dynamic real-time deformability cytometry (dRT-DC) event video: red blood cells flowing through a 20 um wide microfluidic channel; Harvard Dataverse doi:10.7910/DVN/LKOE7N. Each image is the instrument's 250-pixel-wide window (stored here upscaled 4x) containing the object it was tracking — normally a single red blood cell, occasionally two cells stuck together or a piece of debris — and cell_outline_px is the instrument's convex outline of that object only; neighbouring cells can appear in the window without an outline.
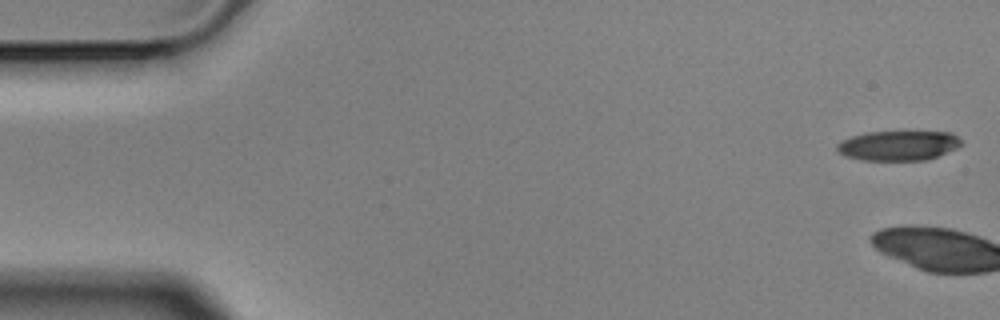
{"species": "Egyptian fruit bat (a non-hibernating species)", "species_latin": "Rousettus aegyptiacus", "temperature_condition": "cold", "stored_images_in_passage": 5, "segment_of_instrument_passage": [2, 2], "camera_frame_rate_fps": 3000, "um_per_image_px": 0.085, "animal": {"sex": "male"}, "frame": {"image": 1, "passage_image": 5, "time_ms": 1.333, "image_size_px": [1000, 320], "cell_outline_px": [[960, 144], [956, 148], [936, 156], [924, 160], [864, 160], [844, 156], [836, 152], [836, 144], [840, 140], [864, 132], [952, 132], [960, 140]], "centroid_in_image_um": [76.27, 12.37], "position_along_channel_um": 8.7, "area_um2": 21.5}}